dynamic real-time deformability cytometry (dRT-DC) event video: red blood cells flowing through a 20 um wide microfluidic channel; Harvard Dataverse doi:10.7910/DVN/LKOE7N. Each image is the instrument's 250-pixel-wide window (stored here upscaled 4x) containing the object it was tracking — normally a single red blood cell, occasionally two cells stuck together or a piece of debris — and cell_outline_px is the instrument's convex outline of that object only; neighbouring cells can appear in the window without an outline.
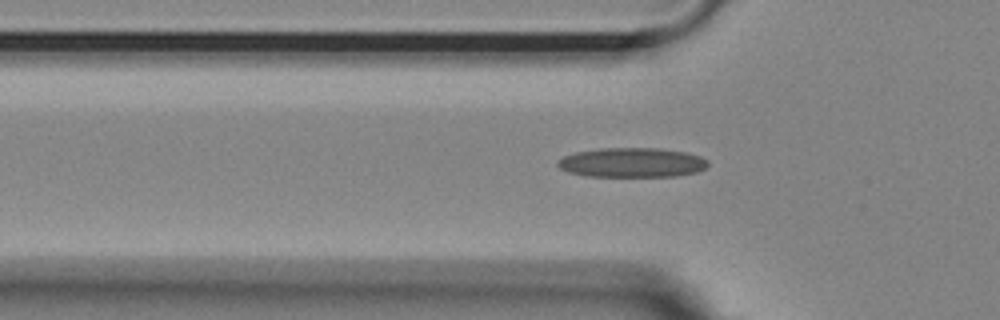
{"species": "Egyptian fruit bat (a non-hibernating species)", "species_latin": "Rousettus aegyptiacus", "temperature_condition": "room temperature", "stored_images_in_passage": 41, "camera_frame_rate_fps": 3000, "um_per_image_px": 0.085, "animal": {"sex": "female"}, "frame": {"image": 1, "passage_image": 7, "time_ms": 2.0, "image_size_px": [1000, 320], "cell_outline_px": [[708, 164], [704, 168], [696, 172], [676, 176], [584, 176], [568, 172], [560, 168], [556, 164], [556, 160], [564, 156], [576, 152], [600, 148], [660, 148], [684, 152], [700, 156], [708, 160]], "centroid_in_image_um": [53.68, 13.81], "position_along_channel_um": 72.1, "area_um2": 25.89}}
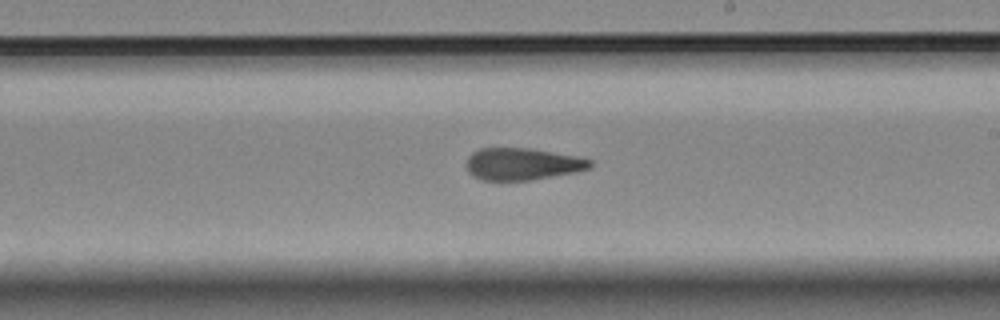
{"frame": {"image": 2, "passage_image": 21, "time_ms": 6.667, "image_size_px": [1000, 320], "cell_outline_px": [[592, 164], [588, 168], [576, 172], [532, 180], [480, 180], [472, 176], [468, 172], [464, 164], [468, 156], [472, 152], [480, 148], [532, 148], [580, 156], [592, 160]], "centroid_in_image_um": [44.38, 13.93], "position_along_channel_um": 244.6, "area_um2": 23.52}}
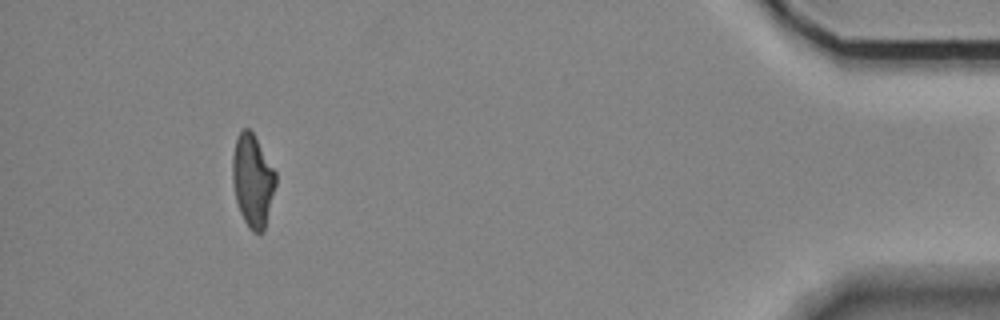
{"frame": {"image": 3, "passage_image": 40, "time_ms": 13.0, "image_size_px": [1000, 320], "cell_outline_px": [[276, 184], [264, 232], [252, 232], [248, 228], [240, 212], [236, 200], [232, 180], [232, 156], [236, 140], [240, 132], [244, 128], [248, 128], [252, 132], [276, 172]], "centroid_in_image_um": [21.47, 15.37], "position_along_channel_um": 413.7, "area_um2": 23.18}}